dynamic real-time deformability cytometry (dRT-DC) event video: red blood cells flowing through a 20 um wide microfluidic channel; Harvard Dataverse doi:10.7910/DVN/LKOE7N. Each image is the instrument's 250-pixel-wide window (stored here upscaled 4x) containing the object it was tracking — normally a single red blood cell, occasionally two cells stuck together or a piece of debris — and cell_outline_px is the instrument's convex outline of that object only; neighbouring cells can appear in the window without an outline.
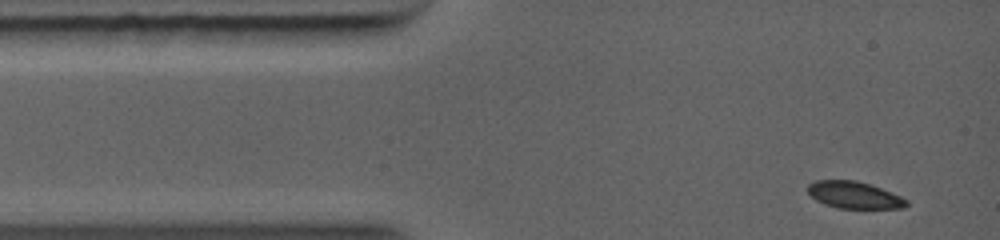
{"species": "common noctule bat (a hibernating species)", "species_latin": "Nyctalus noctula", "temperature_condition": "warm", "stored_images_in_passage": 30, "camera_frame_rate_fps": 5000, "um_per_image_px": 0.085, "animal": {"sex": "female", "body_mass_g": 19.0, "forearm_length_mm": 56.7}, "frame": {"image": 1, "passage_image": 1, "time_ms": 0.0, "image_size_px": [1000, 240], "cell_outline_px": [[908, 204], [904, 208], [836, 208], [824, 204], [816, 200], [808, 192], [808, 184], [816, 180], [856, 180], [880, 188], [900, 196], [908, 200]], "centroid_in_image_um": [72.59, 16.58], "position_along_channel_um": 12.4, "area_um2": 15.37}}
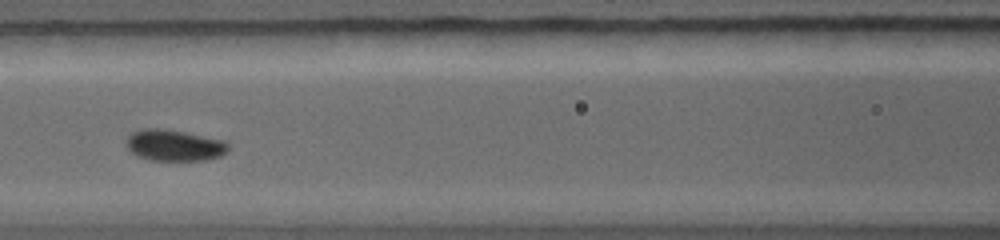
{"frame": {"image": 2, "passage_image": 13, "time_ms": 4.0, "image_size_px": [1000, 240], "cell_outline_px": [[232, 144], [228, 152], [220, 156], [204, 160], [148, 160], [136, 156], [124, 144], [128, 136], [132, 132], [140, 128], [168, 128], [224, 140]], "centroid_in_image_um": [14.82, 12.33], "position_along_channel_um": 151.8, "area_um2": 19.13}}
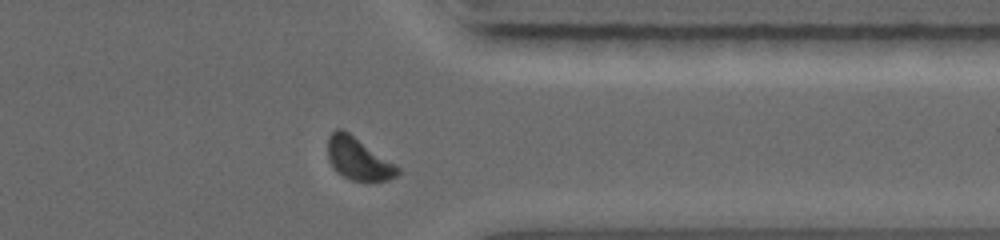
{"frame": {"image": 3, "passage_image": 26, "time_ms": 8.8, "image_size_px": [1000, 240], "cell_outline_px": [[400, 172], [396, 176], [388, 180], [368, 184], [352, 180], [336, 172], [328, 160], [328, 136], [336, 128], [344, 128], [396, 164], [400, 168]], "centroid_in_image_um": [30.47, 13.51], "position_along_channel_um": 380.9, "area_um2": 17.92}}